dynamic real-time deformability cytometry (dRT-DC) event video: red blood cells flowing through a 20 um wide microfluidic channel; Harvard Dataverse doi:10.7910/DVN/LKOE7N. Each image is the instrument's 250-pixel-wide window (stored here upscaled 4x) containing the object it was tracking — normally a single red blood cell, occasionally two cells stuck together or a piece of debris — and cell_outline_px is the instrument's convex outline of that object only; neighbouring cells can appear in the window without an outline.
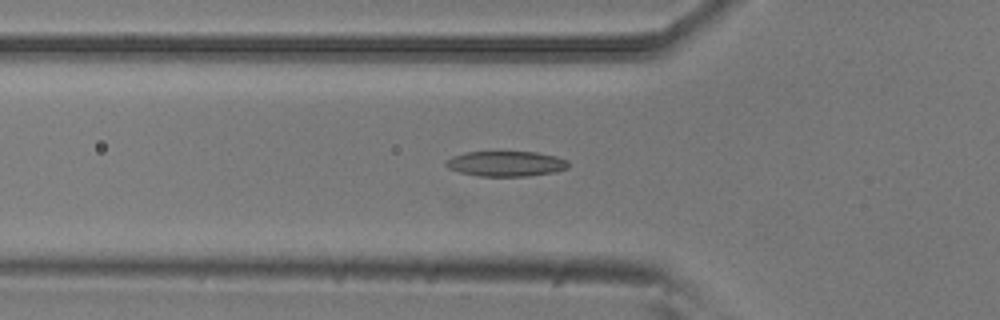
{"species": "common noctule bat (a hibernating species)", "species_latin": "Nyctalus noctula", "temperature_condition": "room temperature", "stored_images_in_passage": 33, "camera_frame_rate_fps": 3000, "um_per_image_px": 0.085, "animal": {"sex": "male", "body_mass_g": 20.5, "forearm_length_mm": 52.5}, "frame": {"image": 1, "passage_image": 7, "time_ms": 2.0, "image_size_px": [1000, 320], "cell_outline_px": [[568, 168], [552, 172], [528, 176], [480, 176], [460, 172], [448, 168], [444, 164], [444, 160], [452, 156], [468, 152], [536, 152], [556, 156], [568, 160]], "centroid_in_image_um": [42.98, 13.91], "position_along_channel_um": 82.8, "area_um2": 17.98}}
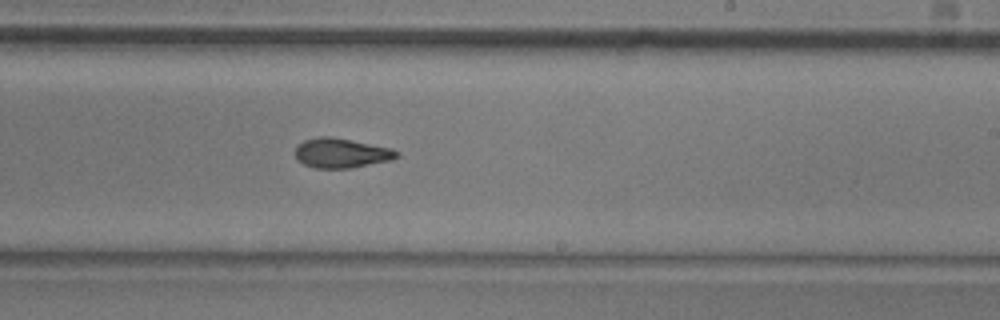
{"frame": {"image": 2, "passage_image": 21, "time_ms": 6.667, "image_size_px": [1000, 320], "cell_outline_px": [[400, 156], [392, 160], [352, 168], [316, 168], [304, 164], [296, 160], [296, 148], [304, 140], [320, 136], [332, 136], [392, 148], [400, 152]], "centroid_in_image_um": [29.05, 13.01], "position_along_channel_um": 259.9, "area_um2": 17.69}}
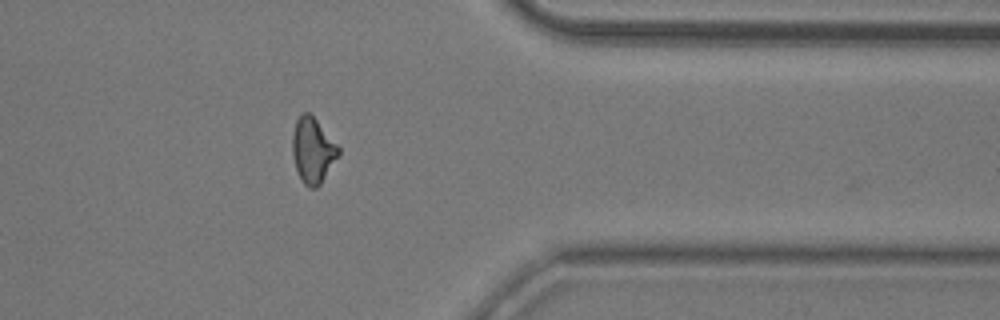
{"frame": {"image": 3, "passage_image": 32, "time_ms": 10.333, "image_size_px": [1000, 320], "cell_outline_px": [[340, 152], [320, 184], [316, 188], [308, 188], [300, 180], [292, 156], [292, 132], [296, 120], [304, 112], [308, 112], [316, 120], [340, 148]], "centroid_in_image_um": [26.55, 12.8], "position_along_channel_um": 384.8, "area_um2": 17.34}}